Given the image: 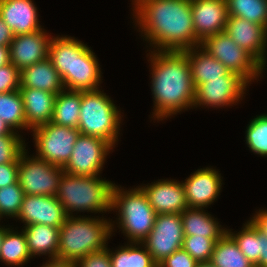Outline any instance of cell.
<instances>
[{
    "label": "cell",
    "instance_id": "1",
    "mask_svg": "<svg viewBox=\"0 0 267 267\" xmlns=\"http://www.w3.org/2000/svg\"><path fill=\"white\" fill-rule=\"evenodd\" d=\"M133 22L150 51H184L197 47L190 0H137Z\"/></svg>",
    "mask_w": 267,
    "mask_h": 267
},
{
    "label": "cell",
    "instance_id": "2",
    "mask_svg": "<svg viewBox=\"0 0 267 267\" xmlns=\"http://www.w3.org/2000/svg\"><path fill=\"white\" fill-rule=\"evenodd\" d=\"M147 51L154 101L150 118L159 123L190 108L193 110L195 88L187 55L183 51Z\"/></svg>",
    "mask_w": 267,
    "mask_h": 267
},
{
    "label": "cell",
    "instance_id": "3",
    "mask_svg": "<svg viewBox=\"0 0 267 267\" xmlns=\"http://www.w3.org/2000/svg\"><path fill=\"white\" fill-rule=\"evenodd\" d=\"M87 216L75 215L65 219L59 228L57 259L74 265L88 254L107 248L112 237L110 218Z\"/></svg>",
    "mask_w": 267,
    "mask_h": 267
},
{
    "label": "cell",
    "instance_id": "4",
    "mask_svg": "<svg viewBox=\"0 0 267 267\" xmlns=\"http://www.w3.org/2000/svg\"><path fill=\"white\" fill-rule=\"evenodd\" d=\"M115 183L98 176H79L63 172L59 180L57 199L67 216L74 212L106 213L112 211Z\"/></svg>",
    "mask_w": 267,
    "mask_h": 267
},
{
    "label": "cell",
    "instance_id": "5",
    "mask_svg": "<svg viewBox=\"0 0 267 267\" xmlns=\"http://www.w3.org/2000/svg\"><path fill=\"white\" fill-rule=\"evenodd\" d=\"M119 186L115 184L112 192V211L118 212L117 221L111 219L112 234L118 225L128 242L141 243L153 229L157 214L140 186L128 190Z\"/></svg>",
    "mask_w": 267,
    "mask_h": 267
},
{
    "label": "cell",
    "instance_id": "6",
    "mask_svg": "<svg viewBox=\"0 0 267 267\" xmlns=\"http://www.w3.org/2000/svg\"><path fill=\"white\" fill-rule=\"evenodd\" d=\"M101 90L99 88L81 91L77 129L80 134L100 137L116 147L123 115L113 99L111 100V97Z\"/></svg>",
    "mask_w": 267,
    "mask_h": 267
},
{
    "label": "cell",
    "instance_id": "7",
    "mask_svg": "<svg viewBox=\"0 0 267 267\" xmlns=\"http://www.w3.org/2000/svg\"><path fill=\"white\" fill-rule=\"evenodd\" d=\"M200 46L249 84L263 77L265 68L250 53L238 46L225 31L207 37Z\"/></svg>",
    "mask_w": 267,
    "mask_h": 267
},
{
    "label": "cell",
    "instance_id": "8",
    "mask_svg": "<svg viewBox=\"0 0 267 267\" xmlns=\"http://www.w3.org/2000/svg\"><path fill=\"white\" fill-rule=\"evenodd\" d=\"M30 133L33 135L36 157L47 163L64 167L70 160L73 146L80 135L77 128L60 126L49 122Z\"/></svg>",
    "mask_w": 267,
    "mask_h": 267
},
{
    "label": "cell",
    "instance_id": "9",
    "mask_svg": "<svg viewBox=\"0 0 267 267\" xmlns=\"http://www.w3.org/2000/svg\"><path fill=\"white\" fill-rule=\"evenodd\" d=\"M24 150L18 159V182L25 195L56 196L63 167L47 163Z\"/></svg>",
    "mask_w": 267,
    "mask_h": 267
},
{
    "label": "cell",
    "instance_id": "10",
    "mask_svg": "<svg viewBox=\"0 0 267 267\" xmlns=\"http://www.w3.org/2000/svg\"><path fill=\"white\" fill-rule=\"evenodd\" d=\"M249 85L243 77L231 71L220 78L207 79L195 88L193 108L204 106L219 109L237 105L245 97Z\"/></svg>",
    "mask_w": 267,
    "mask_h": 267
},
{
    "label": "cell",
    "instance_id": "11",
    "mask_svg": "<svg viewBox=\"0 0 267 267\" xmlns=\"http://www.w3.org/2000/svg\"><path fill=\"white\" fill-rule=\"evenodd\" d=\"M113 148L108 141L100 137L80 134L63 171L72 175L98 176Z\"/></svg>",
    "mask_w": 267,
    "mask_h": 267
},
{
    "label": "cell",
    "instance_id": "12",
    "mask_svg": "<svg viewBox=\"0 0 267 267\" xmlns=\"http://www.w3.org/2000/svg\"><path fill=\"white\" fill-rule=\"evenodd\" d=\"M183 238L181 214H157L153 229L141 243L158 265L182 248Z\"/></svg>",
    "mask_w": 267,
    "mask_h": 267
},
{
    "label": "cell",
    "instance_id": "13",
    "mask_svg": "<svg viewBox=\"0 0 267 267\" xmlns=\"http://www.w3.org/2000/svg\"><path fill=\"white\" fill-rule=\"evenodd\" d=\"M91 47L73 37L72 73H67V90L88 91L100 88L102 72Z\"/></svg>",
    "mask_w": 267,
    "mask_h": 267
},
{
    "label": "cell",
    "instance_id": "14",
    "mask_svg": "<svg viewBox=\"0 0 267 267\" xmlns=\"http://www.w3.org/2000/svg\"><path fill=\"white\" fill-rule=\"evenodd\" d=\"M213 167L197 169L184 181L186 201L190 208H206L217 201L222 191L223 177Z\"/></svg>",
    "mask_w": 267,
    "mask_h": 267
},
{
    "label": "cell",
    "instance_id": "15",
    "mask_svg": "<svg viewBox=\"0 0 267 267\" xmlns=\"http://www.w3.org/2000/svg\"><path fill=\"white\" fill-rule=\"evenodd\" d=\"M62 204L56 196L25 195L18 216L14 220L23 226L44 224L60 228L67 218Z\"/></svg>",
    "mask_w": 267,
    "mask_h": 267
},
{
    "label": "cell",
    "instance_id": "16",
    "mask_svg": "<svg viewBox=\"0 0 267 267\" xmlns=\"http://www.w3.org/2000/svg\"><path fill=\"white\" fill-rule=\"evenodd\" d=\"M242 49L267 67V29L241 17L228 16L224 30Z\"/></svg>",
    "mask_w": 267,
    "mask_h": 267
},
{
    "label": "cell",
    "instance_id": "17",
    "mask_svg": "<svg viewBox=\"0 0 267 267\" xmlns=\"http://www.w3.org/2000/svg\"><path fill=\"white\" fill-rule=\"evenodd\" d=\"M197 46L207 37L223 32L228 20L226 0H190Z\"/></svg>",
    "mask_w": 267,
    "mask_h": 267
},
{
    "label": "cell",
    "instance_id": "18",
    "mask_svg": "<svg viewBox=\"0 0 267 267\" xmlns=\"http://www.w3.org/2000/svg\"><path fill=\"white\" fill-rule=\"evenodd\" d=\"M52 38L45 29L14 36L9 45L11 63L22 71L24 68L49 58Z\"/></svg>",
    "mask_w": 267,
    "mask_h": 267
},
{
    "label": "cell",
    "instance_id": "19",
    "mask_svg": "<svg viewBox=\"0 0 267 267\" xmlns=\"http://www.w3.org/2000/svg\"><path fill=\"white\" fill-rule=\"evenodd\" d=\"M140 187L156 214H181L188 208L183 184L176 179H158Z\"/></svg>",
    "mask_w": 267,
    "mask_h": 267
},
{
    "label": "cell",
    "instance_id": "20",
    "mask_svg": "<svg viewBox=\"0 0 267 267\" xmlns=\"http://www.w3.org/2000/svg\"><path fill=\"white\" fill-rule=\"evenodd\" d=\"M35 5L32 0H0V17L14 36L44 29Z\"/></svg>",
    "mask_w": 267,
    "mask_h": 267
},
{
    "label": "cell",
    "instance_id": "21",
    "mask_svg": "<svg viewBox=\"0 0 267 267\" xmlns=\"http://www.w3.org/2000/svg\"><path fill=\"white\" fill-rule=\"evenodd\" d=\"M28 127L33 130L51 121L56 94L35 88H20Z\"/></svg>",
    "mask_w": 267,
    "mask_h": 267
},
{
    "label": "cell",
    "instance_id": "22",
    "mask_svg": "<svg viewBox=\"0 0 267 267\" xmlns=\"http://www.w3.org/2000/svg\"><path fill=\"white\" fill-rule=\"evenodd\" d=\"M20 88H35L56 95L65 89L60 74L49 58L20 71Z\"/></svg>",
    "mask_w": 267,
    "mask_h": 267
},
{
    "label": "cell",
    "instance_id": "23",
    "mask_svg": "<svg viewBox=\"0 0 267 267\" xmlns=\"http://www.w3.org/2000/svg\"><path fill=\"white\" fill-rule=\"evenodd\" d=\"M212 214L204 208L188 207L181 213L184 236H205L211 239H220L227 228L220 225Z\"/></svg>",
    "mask_w": 267,
    "mask_h": 267
},
{
    "label": "cell",
    "instance_id": "24",
    "mask_svg": "<svg viewBox=\"0 0 267 267\" xmlns=\"http://www.w3.org/2000/svg\"><path fill=\"white\" fill-rule=\"evenodd\" d=\"M31 257L47 256L56 259L59 247V228L44 224L23 226ZM41 255V256H40Z\"/></svg>",
    "mask_w": 267,
    "mask_h": 267
},
{
    "label": "cell",
    "instance_id": "25",
    "mask_svg": "<svg viewBox=\"0 0 267 267\" xmlns=\"http://www.w3.org/2000/svg\"><path fill=\"white\" fill-rule=\"evenodd\" d=\"M188 58L194 88L207 82V79L220 78L230 72L219 60L211 56L201 46L183 51Z\"/></svg>",
    "mask_w": 267,
    "mask_h": 267
},
{
    "label": "cell",
    "instance_id": "26",
    "mask_svg": "<svg viewBox=\"0 0 267 267\" xmlns=\"http://www.w3.org/2000/svg\"><path fill=\"white\" fill-rule=\"evenodd\" d=\"M5 226L3 243L0 250V262L9 267H22L30 259H33L28 250L26 235L23 229L19 231L15 227L16 231L11 226Z\"/></svg>",
    "mask_w": 267,
    "mask_h": 267
},
{
    "label": "cell",
    "instance_id": "27",
    "mask_svg": "<svg viewBox=\"0 0 267 267\" xmlns=\"http://www.w3.org/2000/svg\"><path fill=\"white\" fill-rule=\"evenodd\" d=\"M81 91L63 89L56 95L50 122L77 128L79 123Z\"/></svg>",
    "mask_w": 267,
    "mask_h": 267
},
{
    "label": "cell",
    "instance_id": "28",
    "mask_svg": "<svg viewBox=\"0 0 267 267\" xmlns=\"http://www.w3.org/2000/svg\"><path fill=\"white\" fill-rule=\"evenodd\" d=\"M112 267H158L146 247L139 242H127L115 251L109 248Z\"/></svg>",
    "mask_w": 267,
    "mask_h": 267
},
{
    "label": "cell",
    "instance_id": "29",
    "mask_svg": "<svg viewBox=\"0 0 267 267\" xmlns=\"http://www.w3.org/2000/svg\"><path fill=\"white\" fill-rule=\"evenodd\" d=\"M210 262L216 267H255L227 232L215 243Z\"/></svg>",
    "mask_w": 267,
    "mask_h": 267
},
{
    "label": "cell",
    "instance_id": "30",
    "mask_svg": "<svg viewBox=\"0 0 267 267\" xmlns=\"http://www.w3.org/2000/svg\"><path fill=\"white\" fill-rule=\"evenodd\" d=\"M49 59L60 74L64 87L67 89V73H72L73 37L67 35L52 36Z\"/></svg>",
    "mask_w": 267,
    "mask_h": 267
},
{
    "label": "cell",
    "instance_id": "31",
    "mask_svg": "<svg viewBox=\"0 0 267 267\" xmlns=\"http://www.w3.org/2000/svg\"><path fill=\"white\" fill-rule=\"evenodd\" d=\"M0 117L13 131L21 132L24 129L32 131L26 122L23 100L19 90L0 93Z\"/></svg>",
    "mask_w": 267,
    "mask_h": 267
},
{
    "label": "cell",
    "instance_id": "32",
    "mask_svg": "<svg viewBox=\"0 0 267 267\" xmlns=\"http://www.w3.org/2000/svg\"><path fill=\"white\" fill-rule=\"evenodd\" d=\"M227 229V233L237 243L239 250L244 256L254 265L259 261L260 253V231L249 219L245 224L243 223L240 231Z\"/></svg>",
    "mask_w": 267,
    "mask_h": 267
},
{
    "label": "cell",
    "instance_id": "33",
    "mask_svg": "<svg viewBox=\"0 0 267 267\" xmlns=\"http://www.w3.org/2000/svg\"><path fill=\"white\" fill-rule=\"evenodd\" d=\"M228 16L244 18L267 29V0H226Z\"/></svg>",
    "mask_w": 267,
    "mask_h": 267
},
{
    "label": "cell",
    "instance_id": "34",
    "mask_svg": "<svg viewBox=\"0 0 267 267\" xmlns=\"http://www.w3.org/2000/svg\"><path fill=\"white\" fill-rule=\"evenodd\" d=\"M246 128L245 140L249 150L267 157V114L256 115Z\"/></svg>",
    "mask_w": 267,
    "mask_h": 267
},
{
    "label": "cell",
    "instance_id": "35",
    "mask_svg": "<svg viewBox=\"0 0 267 267\" xmlns=\"http://www.w3.org/2000/svg\"><path fill=\"white\" fill-rule=\"evenodd\" d=\"M24 196L25 193L18 181L0 188V222L3 217L16 218L18 216Z\"/></svg>",
    "mask_w": 267,
    "mask_h": 267
},
{
    "label": "cell",
    "instance_id": "36",
    "mask_svg": "<svg viewBox=\"0 0 267 267\" xmlns=\"http://www.w3.org/2000/svg\"><path fill=\"white\" fill-rule=\"evenodd\" d=\"M218 240L205 236H184L182 249L187 251L198 263L210 262L215 243Z\"/></svg>",
    "mask_w": 267,
    "mask_h": 267
},
{
    "label": "cell",
    "instance_id": "37",
    "mask_svg": "<svg viewBox=\"0 0 267 267\" xmlns=\"http://www.w3.org/2000/svg\"><path fill=\"white\" fill-rule=\"evenodd\" d=\"M17 131L0 135V164L18 163L20 154L26 149L24 138Z\"/></svg>",
    "mask_w": 267,
    "mask_h": 267
},
{
    "label": "cell",
    "instance_id": "38",
    "mask_svg": "<svg viewBox=\"0 0 267 267\" xmlns=\"http://www.w3.org/2000/svg\"><path fill=\"white\" fill-rule=\"evenodd\" d=\"M20 89V70L12 63L0 67V93Z\"/></svg>",
    "mask_w": 267,
    "mask_h": 267
},
{
    "label": "cell",
    "instance_id": "39",
    "mask_svg": "<svg viewBox=\"0 0 267 267\" xmlns=\"http://www.w3.org/2000/svg\"><path fill=\"white\" fill-rule=\"evenodd\" d=\"M198 262L182 248L174 251L158 264V267H197Z\"/></svg>",
    "mask_w": 267,
    "mask_h": 267
},
{
    "label": "cell",
    "instance_id": "40",
    "mask_svg": "<svg viewBox=\"0 0 267 267\" xmlns=\"http://www.w3.org/2000/svg\"><path fill=\"white\" fill-rule=\"evenodd\" d=\"M73 267H112L109 247L99 252L90 253L78 260Z\"/></svg>",
    "mask_w": 267,
    "mask_h": 267
},
{
    "label": "cell",
    "instance_id": "41",
    "mask_svg": "<svg viewBox=\"0 0 267 267\" xmlns=\"http://www.w3.org/2000/svg\"><path fill=\"white\" fill-rule=\"evenodd\" d=\"M18 181V163L0 164V188Z\"/></svg>",
    "mask_w": 267,
    "mask_h": 267
},
{
    "label": "cell",
    "instance_id": "42",
    "mask_svg": "<svg viewBox=\"0 0 267 267\" xmlns=\"http://www.w3.org/2000/svg\"><path fill=\"white\" fill-rule=\"evenodd\" d=\"M253 224L258 228L260 232H262L265 236H267V210L259 209L256 213L250 218Z\"/></svg>",
    "mask_w": 267,
    "mask_h": 267
},
{
    "label": "cell",
    "instance_id": "43",
    "mask_svg": "<svg viewBox=\"0 0 267 267\" xmlns=\"http://www.w3.org/2000/svg\"><path fill=\"white\" fill-rule=\"evenodd\" d=\"M13 38L12 30L0 17V46H9Z\"/></svg>",
    "mask_w": 267,
    "mask_h": 267
},
{
    "label": "cell",
    "instance_id": "44",
    "mask_svg": "<svg viewBox=\"0 0 267 267\" xmlns=\"http://www.w3.org/2000/svg\"><path fill=\"white\" fill-rule=\"evenodd\" d=\"M255 267H267V236L260 232L259 261Z\"/></svg>",
    "mask_w": 267,
    "mask_h": 267
},
{
    "label": "cell",
    "instance_id": "45",
    "mask_svg": "<svg viewBox=\"0 0 267 267\" xmlns=\"http://www.w3.org/2000/svg\"><path fill=\"white\" fill-rule=\"evenodd\" d=\"M48 260H46L47 262H45L44 264H42V266L40 267H73V265L71 263L65 262L61 259H49L47 257Z\"/></svg>",
    "mask_w": 267,
    "mask_h": 267
},
{
    "label": "cell",
    "instance_id": "46",
    "mask_svg": "<svg viewBox=\"0 0 267 267\" xmlns=\"http://www.w3.org/2000/svg\"><path fill=\"white\" fill-rule=\"evenodd\" d=\"M11 63L9 46H0V67Z\"/></svg>",
    "mask_w": 267,
    "mask_h": 267
},
{
    "label": "cell",
    "instance_id": "47",
    "mask_svg": "<svg viewBox=\"0 0 267 267\" xmlns=\"http://www.w3.org/2000/svg\"><path fill=\"white\" fill-rule=\"evenodd\" d=\"M13 132L11 127L0 117V135H9Z\"/></svg>",
    "mask_w": 267,
    "mask_h": 267
},
{
    "label": "cell",
    "instance_id": "48",
    "mask_svg": "<svg viewBox=\"0 0 267 267\" xmlns=\"http://www.w3.org/2000/svg\"><path fill=\"white\" fill-rule=\"evenodd\" d=\"M3 238H4V225H0V250H1V245L3 243Z\"/></svg>",
    "mask_w": 267,
    "mask_h": 267
},
{
    "label": "cell",
    "instance_id": "49",
    "mask_svg": "<svg viewBox=\"0 0 267 267\" xmlns=\"http://www.w3.org/2000/svg\"><path fill=\"white\" fill-rule=\"evenodd\" d=\"M197 267H216V266H214L211 262H202L198 263Z\"/></svg>",
    "mask_w": 267,
    "mask_h": 267
}]
</instances>
